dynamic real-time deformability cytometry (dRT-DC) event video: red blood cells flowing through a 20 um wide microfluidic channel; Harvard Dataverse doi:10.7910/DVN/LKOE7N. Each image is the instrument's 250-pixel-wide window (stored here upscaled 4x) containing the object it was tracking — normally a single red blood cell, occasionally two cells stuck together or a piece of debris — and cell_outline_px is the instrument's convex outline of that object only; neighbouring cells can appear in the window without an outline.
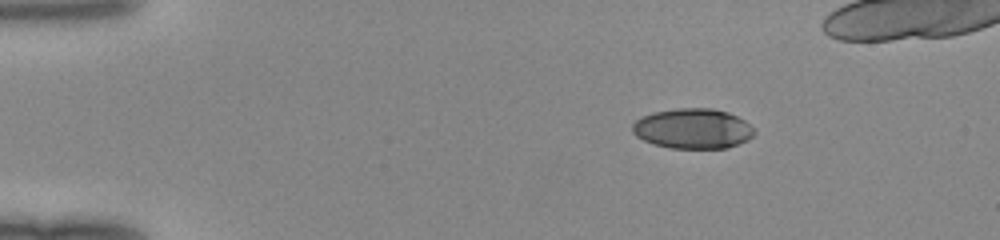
{"species": "human", "species_latin": "Homo sapiens", "temperature_condition": "room temperature", "stored_images_in_passage": 39, "camera_frame_rate_fps": 3000, "um_per_image_px": 0.085, "donor": {"sex": "female"}, "frame": {"image": 1, "passage_image": 1, "time_ms": 0.0, "image_size_px": [1000, 240], "cell_outline_px": [[756, 132], [748, 140], [728, 148], [672, 148], [652, 144], [636, 136], [632, 132], [632, 124], [636, 120], [652, 112], [676, 108], [712, 108], [728, 112], [744, 120]], "centroid_in_image_um": [58.88, 10.93], "position_along_channel_um": 26.1, "area_um2": 28.55}}
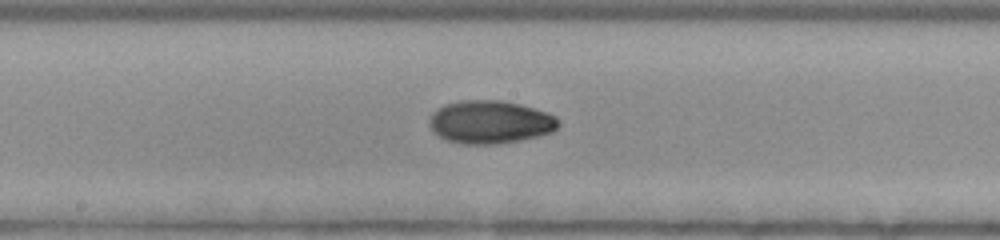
{"frame": {"image": 2, "passage_image": 20, "time_ms": 6.333, "image_size_px": [1000, 240], "cell_outline_px": [[560, 124], [552, 132], [520, 140], [496, 144], [464, 144], [444, 140], [432, 132], [428, 124], [428, 120], [432, 112], [444, 104], [460, 100], [500, 100], [520, 104], [548, 112], [556, 116], [560, 120]], "centroid_in_image_um": [41.63, 10.37], "position_along_channel_um": 206.6, "area_um2": 32.77}}
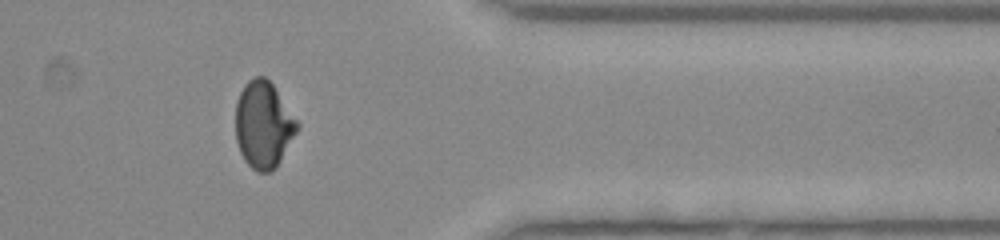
{"frame": {"image": 3, "passage_image": 34, "time_ms": 11.0, "image_size_px": [1000, 240], "cell_outline_px": [[300, 124], [296, 132], [276, 168], [272, 172], [256, 172], [244, 160], [240, 152], [236, 140], [236, 100], [244, 84], [248, 80], [256, 76], [264, 76], [272, 84]], "centroid_in_image_um": [22.37, 10.61], "position_along_channel_um": 389.0, "area_um2": 31.04}}